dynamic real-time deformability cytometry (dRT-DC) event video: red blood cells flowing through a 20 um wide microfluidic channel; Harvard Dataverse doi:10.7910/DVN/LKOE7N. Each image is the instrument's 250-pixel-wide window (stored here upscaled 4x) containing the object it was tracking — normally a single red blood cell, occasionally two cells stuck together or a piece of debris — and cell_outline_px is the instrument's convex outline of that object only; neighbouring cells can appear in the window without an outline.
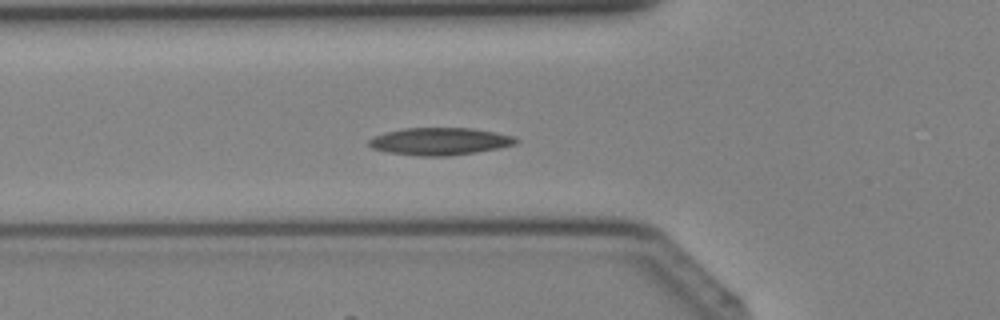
{"species": "Egyptian fruit bat (a non-hibernating species)", "species_latin": "Rousettus aegyptiacus", "temperature_condition": "cold", "stored_images_in_passage": 41, "segment_of_instrument_passage": [1, 2], "camera_frame_rate_fps": 3000, "um_per_image_px": 0.085, "animal": {"sex": "female"}, "frame": {"image": 1, "passage_image": 14, "time_ms": 4.333, "image_size_px": [1000, 320], "cell_outline_px": [[520, 140], [516, 144], [500, 148], [476, 152], [448, 156], [420, 156], [388, 152], [372, 148], [368, 144], [368, 140], [372, 136], [384, 132], [404, 128], [472, 128], [496, 132], [512, 136]], "centroid_in_image_um": [37.38, 12.01], "position_along_channel_um": 88.4, "area_um2": 23.58}}
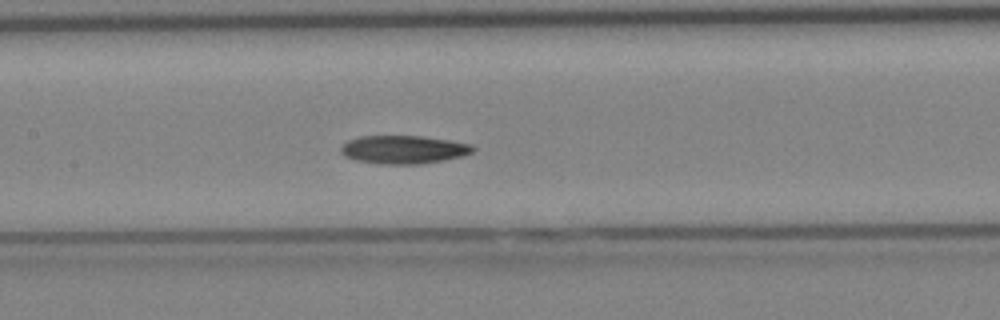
{"frame": {"image": 2, "passage_image": 19, "time_ms": 6.0, "image_size_px": [1000, 320], "cell_outline_px": [[476, 148], [472, 152], [464, 156], [444, 160], [420, 164], [380, 164], [356, 160], [344, 156], [340, 152], [340, 148], [348, 140], [360, 136], [420, 136], [448, 140], [472, 144]], "centroid_in_image_um": [34.31, 12.72], "position_along_channel_um": 173.1, "area_um2": 21.79}}
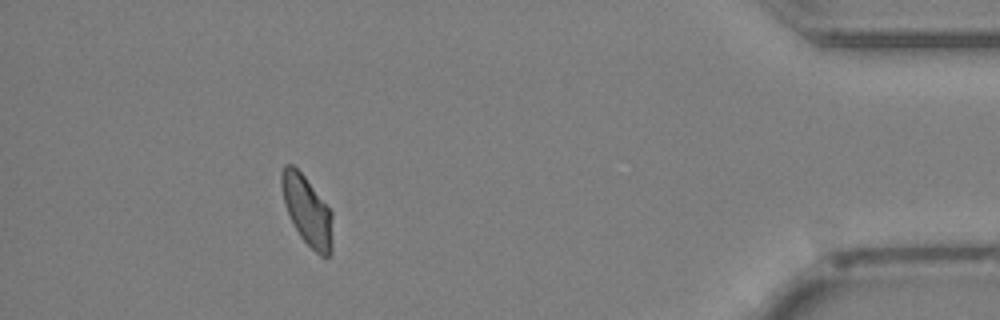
{"frame": {"image": 3, "passage_image": 36, "time_ms": 11.667, "image_size_px": [1000, 320], "cell_outline_px": [[332, 252], [328, 256], [320, 256], [300, 236], [284, 204], [280, 184], [280, 172], [284, 164], [292, 164], [304, 176], [332, 212]], "centroid_in_image_um": [26.09, 17.88], "position_along_channel_um": 409.1, "area_um2": 20.4}}